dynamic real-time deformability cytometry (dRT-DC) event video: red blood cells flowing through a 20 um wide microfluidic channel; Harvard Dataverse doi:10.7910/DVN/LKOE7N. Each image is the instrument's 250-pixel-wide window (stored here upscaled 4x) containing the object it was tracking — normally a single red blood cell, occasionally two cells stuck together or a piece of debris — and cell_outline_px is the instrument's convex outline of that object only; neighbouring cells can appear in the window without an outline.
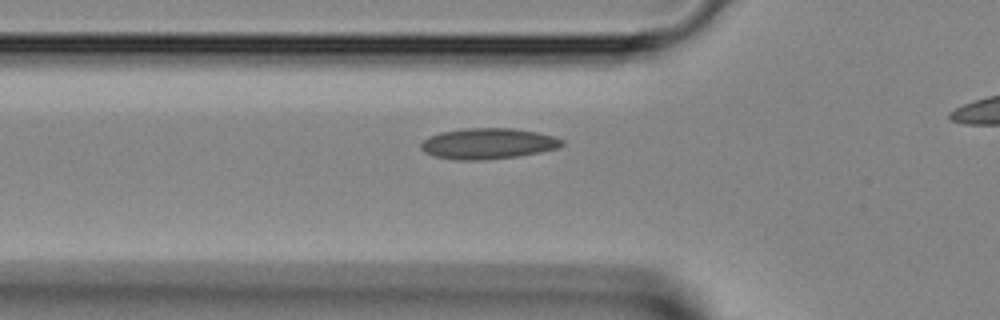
{"species": "Egyptian fruit bat (a non-hibernating species)", "species_latin": "Rousettus aegyptiacus", "temperature_condition": "room temperature", "stored_images_in_passage": 30, "camera_frame_rate_fps": 3000, "um_per_image_px": 0.085, "animal": {"sex": "female"}, "frame": {"image": 1, "passage_image": 8, "time_ms": 2.333, "image_size_px": [1000, 320], "cell_outline_px": [[564, 144], [560, 148], [520, 156], [480, 160], [452, 160], [432, 156], [424, 152], [420, 148], [420, 144], [428, 136], [440, 132], [464, 128], [512, 128], [536, 132], [552, 136], [564, 140]], "centroid_in_image_um": [41.45, 12.21], "position_along_channel_um": 84.3, "area_um2": 25.61}}
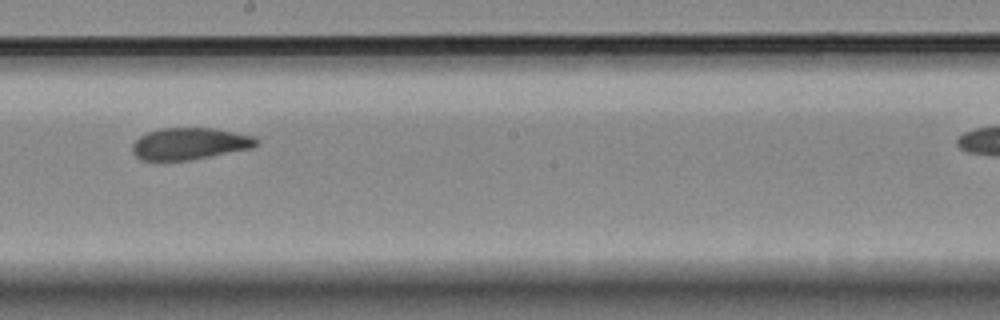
{"frame": {"image": 2, "passage_image": 18, "time_ms": 5.667, "image_size_px": [1000, 320], "cell_outline_px": [[260, 144], [252, 148], [192, 160], [140, 160], [132, 152], [132, 144], [140, 136], [148, 132], [160, 128], [216, 128], [252, 136], [260, 140]], "centroid_in_image_um": [16.14, 12.21], "position_along_channel_um": 232.1, "area_um2": 23.12}}
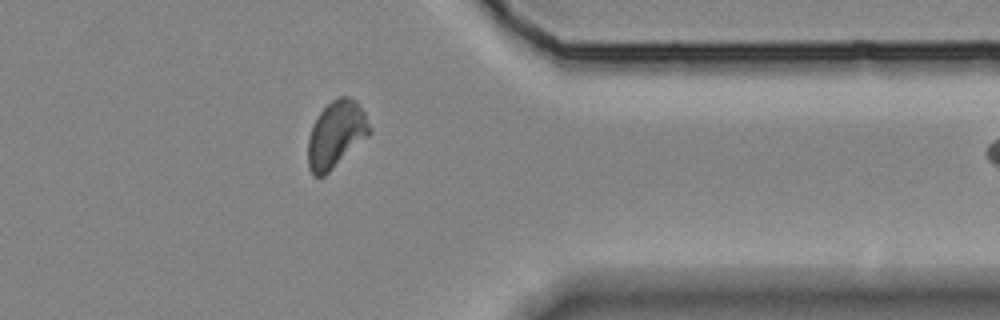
{"frame": {"image": 3, "passage_image": 29, "time_ms": 9.333, "image_size_px": [1000, 320], "cell_outline_px": [[372, 132], [368, 136], [324, 176], [312, 176], [308, 168], [308, 136], [312, 124], [320, 112], [332, 100], [340, 96], [348, 96], [356, 100], [364, 112], [372, 128]], "centroid_in_image_um": [28.56, 11.41], "position_along_channel_um": 382.8, "area_um2": 23.99}}